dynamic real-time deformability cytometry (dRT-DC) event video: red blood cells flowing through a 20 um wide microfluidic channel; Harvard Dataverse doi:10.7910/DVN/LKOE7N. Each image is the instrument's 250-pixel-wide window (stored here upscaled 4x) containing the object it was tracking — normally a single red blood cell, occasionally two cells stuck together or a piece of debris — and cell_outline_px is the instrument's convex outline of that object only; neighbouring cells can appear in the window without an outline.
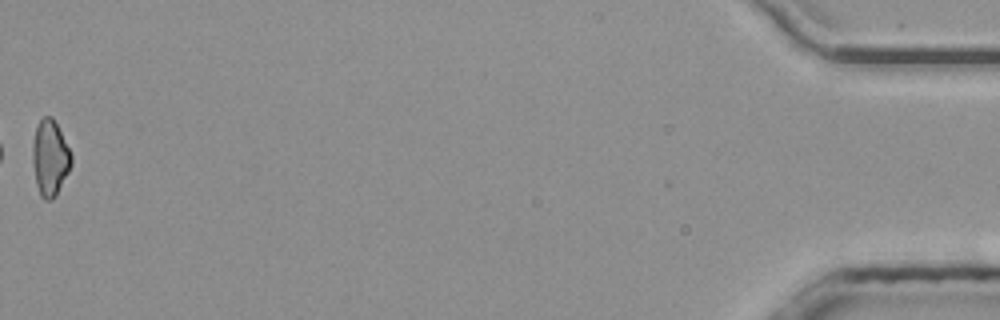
{"species": "common noctule bat (a hibernating species)", "species_latin": "Nyctalus noctula", "temperature_condition": "room temperature", "stored_images_in_passage": 36, "camera_frame_rate_fps": 3000, "um_per_image_px": 0.085, "animal": {"sex": "male", "body_mass_g": 20.4}, "frame": {"image": 1, "passage_image": 36, "time_ms": 11.667, "image_size_px": [1000, 320], "cell_outline_px": [[72, 164], [56, 196], [48, 200], [44, 200], [40, 196], [36, 184], [32, 160], [32, 148], [36, 128], [40, 120], [44, 116], [52, 116], [72, 156]], "centroid_in_image_um": [4.24, 13.45], "position_along_channel_um": 431.0, "area_um2": 16.88}}